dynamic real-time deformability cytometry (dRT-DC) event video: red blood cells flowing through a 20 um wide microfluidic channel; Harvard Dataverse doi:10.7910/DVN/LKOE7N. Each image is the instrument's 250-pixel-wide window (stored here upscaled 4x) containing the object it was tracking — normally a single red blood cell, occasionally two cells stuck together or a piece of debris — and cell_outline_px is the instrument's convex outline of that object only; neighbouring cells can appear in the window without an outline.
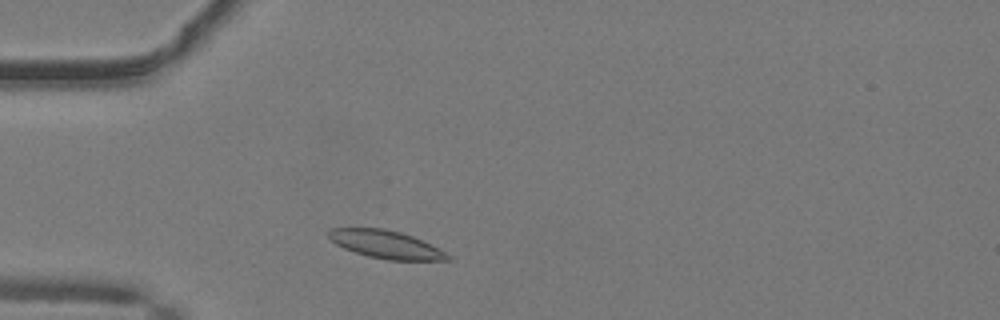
{"species": "common noctule bat (a hibernating species)", "species_latin": "Nyctalus noctula", "temperature_condition": "warm", "stored_images_in_passage": 35, "camera_frame_rate_fps": 3000, "um_per_image_px": 0.085, "animal": {"sex": "male", "body_mass_g": 19.2, "forearm_length_mm": 51.8}, "frame": {"image": 1, "passage_image": 4, "time_ms": 1.0, "image_size_px": [1000, 320], "cell_outline_px": [[452, 260], [388, 260], [368, 256], [344, 248], [336, 244], [328, 236], [328, 232], [332, 228], [384, 228], [400, 232], [412, 236], [452, 256]], "centroid_in_image_um": [32.79, 20.78], "position_along_channel_um": 52.2, "area_um2": 19.02}}
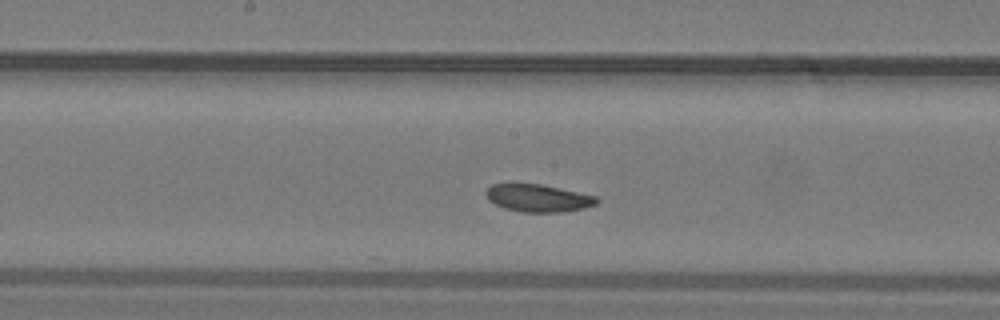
{"frame": {"image": 2, "passage_image": 16, "time_ms": 5.0, "image_size_px": [1000, 320], "cell_outline_px": [[600, 200], [596, 204], [584, 208], [564, 212], [520, 212], [504, 208], [488, 200], [484, 192], [492, 184], [512, 180], [540, 184], [560, 188], [596, 196]], "centroid_in_image_um": [45.67, 16.79], "position_along_channel_um": 202.5, "area_um2": 18.44}}
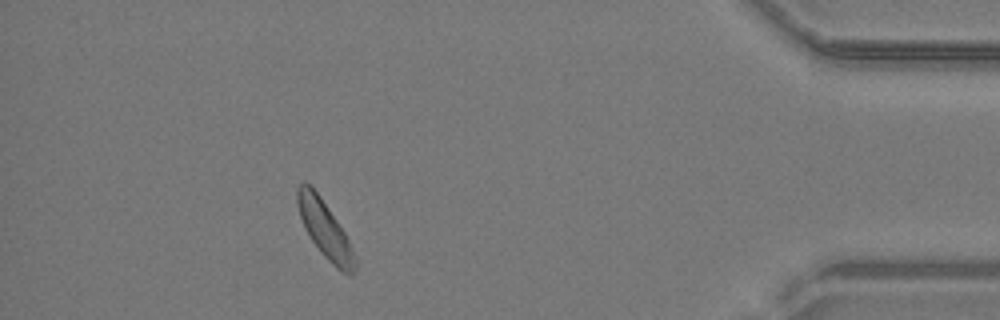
{"frame": {"image": 3, "passage_image": 35, "time_ms": 11.333, "image_size_px": [1000, 320], "cell_outline_px": [[356, 272], [352, 276], [348, 276], [340, 272], [320, 252], [304, 228], [300, 216], [296, 200], [296, 188], [304, 180], [320, 196], [344, 232], [352, 248], [356, 260]], "centroid_in_image_um": [27.62, 19.55], "position_along_channel_um": 407.6, "area_um2": 19.07}, "authors_computed_cell_mechanics": {"area_um2": 18.496, "velocity_mm_per_s": 4.0589, "shape_relaxation_time_tau1_ms": 5.9908, "shape_relaxation_time_tau2_ms": 5.0393, "deformation_change_tau1": 0.1324, "deformation_change_tau2": 0.0931}}